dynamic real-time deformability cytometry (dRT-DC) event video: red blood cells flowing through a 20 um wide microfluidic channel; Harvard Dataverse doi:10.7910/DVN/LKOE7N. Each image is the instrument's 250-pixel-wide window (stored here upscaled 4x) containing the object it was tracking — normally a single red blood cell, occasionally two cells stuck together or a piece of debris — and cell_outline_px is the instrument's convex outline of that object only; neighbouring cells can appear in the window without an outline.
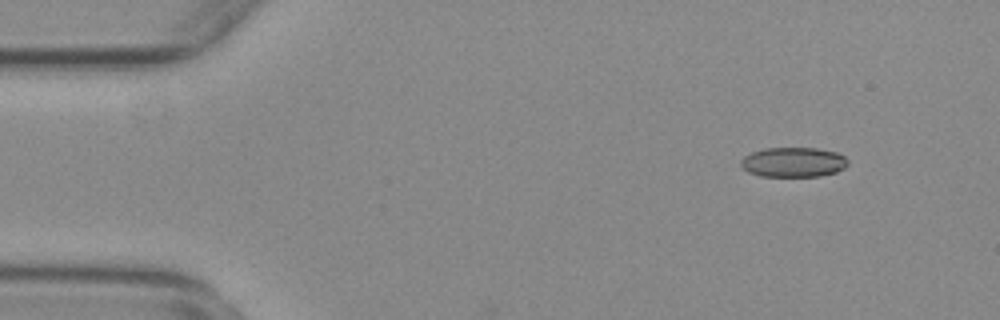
{"species": "common noctule bat (a hibernating species)", "species_latin": "Nyctalus noctula", "temperature_condition": "warm", "stored_images_in_passage": 15, "camera_frame_rate_fps": 3000, "um_per_image_px": 0.085, "animal": {"sex": "female", "body_mass_g": 29.2, "forearm_length_mm": 56.3}, "frame": {"image": 1, "passage_image": 5, "time_ms": 1.333, "image_size_px": [1000, 320], "cell_outline_px": [[848, 164], [844, 168], [836, 172], [820, 176], [760, 176], [748, 172], [740, 164], [740, 160], [744, 156], [752, 152], [764, 148], [816, 148], [836, 152], [844, 156], [848, 160]], "centroid_in_image_um": [67.43, 13.78], "position_along_channel_um": 17.6, "area_um2": 18.61}}